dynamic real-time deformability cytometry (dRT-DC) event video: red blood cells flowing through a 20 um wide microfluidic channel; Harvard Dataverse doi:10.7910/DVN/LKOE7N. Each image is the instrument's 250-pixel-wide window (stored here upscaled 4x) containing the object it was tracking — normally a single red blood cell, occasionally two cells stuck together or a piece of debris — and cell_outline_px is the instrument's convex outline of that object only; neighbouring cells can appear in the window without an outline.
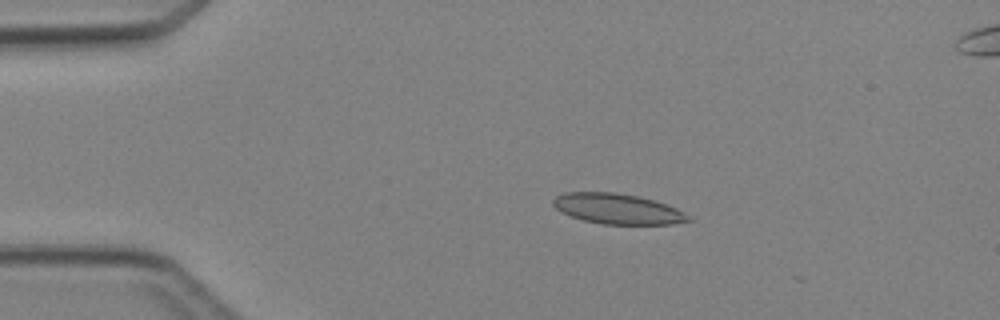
{"species": "Egyptian fruit bat (a non-hibernating species)", "species_latin": "Rousettus aegyptiacus", "temperature_condition": "cold", "stored_images_in_passage": 3, "camera_frame_rate_fps": 3000, "um_per_image_px": 0.085, "animal": {"sex": "female"}, "frame": {"image": 1, "passage_image": 1, "time_ms": 0.0, "image_size_px": [1000, 320], "cell_outline_px": [[696, 220], [672, 224], [604, 224], [584, 220], [560, 212], [552, 204], [552, 200], [556, 196], [564, 192], [612, 192], [636, 196], [656, 200], [676, 208], [684, 212]], "centroid_in_image_um": [52.52, 17.75], "position_along_channel_um": 32.5, "area_um2": 23.99}}